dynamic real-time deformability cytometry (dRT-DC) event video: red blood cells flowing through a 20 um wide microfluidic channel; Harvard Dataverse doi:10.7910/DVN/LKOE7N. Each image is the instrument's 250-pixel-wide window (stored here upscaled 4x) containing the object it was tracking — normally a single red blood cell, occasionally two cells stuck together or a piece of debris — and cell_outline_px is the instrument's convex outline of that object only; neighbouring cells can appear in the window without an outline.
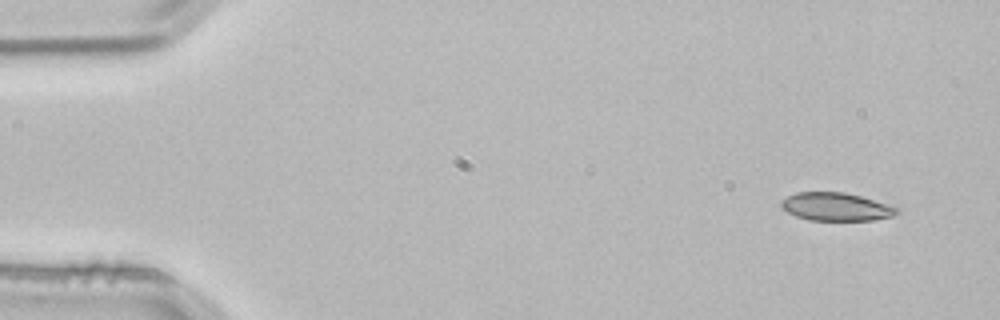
{"species": "common noctule bat (a hibernating species)", "species_latin": "Nyctalus noctula", "temperature_condition": "room temperature", "stored_images_in_passage": 3, "camera_frame_rate_fps": 3000, "um_per_image_px": 0.085, "animal": {"sex": "male", "body_mass_g": 21.5, "forearm_length_mm": 52.0}, "frame": {"image": 1, "passage_image": 1, "time_ms": 0.0, "image_size_px": [1000, 320], "cell_outline_px": [[900, 212], [892, 216], [872, 220], [808, 220], [796, 216], [788, 212], [780, 204], [780, 200], [796, 192], [844, 192], [860, 196], [896, 208]], "centroid_in_image_um": [71.01, 17.57], "position_along_channel_um": 14.0, "area_um2": 18.61}}
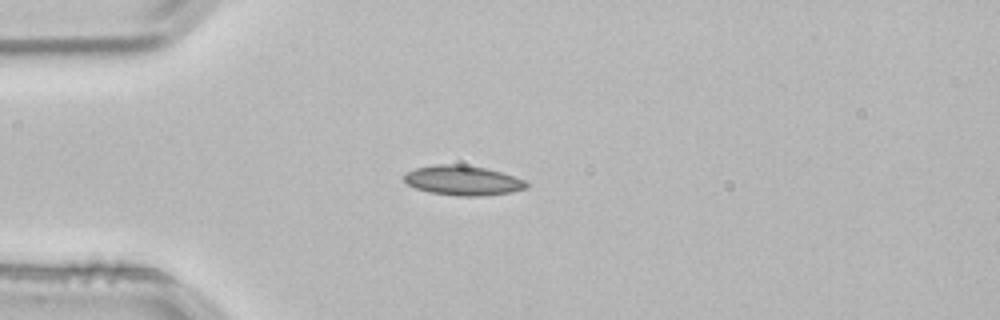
{"frame": {"image": 2, "passage_image": 3, "time_ms": 0.667, "image_size_px": [1000, 320], "cell_outline_px": [[528, 188], [512, 192], [484, 196], [456, 196], [428, 192], [416, 188], [408, 184], [404, 180], [404, 172], [416, 168], [436, 164], [460, 164], [484, 168], [500, 172], [524, 180], [528, 184]], "centroid_in_image_um": [39.32, 15.35], "position_along_channel_um": 45.7, "area_um2": 21.21}}